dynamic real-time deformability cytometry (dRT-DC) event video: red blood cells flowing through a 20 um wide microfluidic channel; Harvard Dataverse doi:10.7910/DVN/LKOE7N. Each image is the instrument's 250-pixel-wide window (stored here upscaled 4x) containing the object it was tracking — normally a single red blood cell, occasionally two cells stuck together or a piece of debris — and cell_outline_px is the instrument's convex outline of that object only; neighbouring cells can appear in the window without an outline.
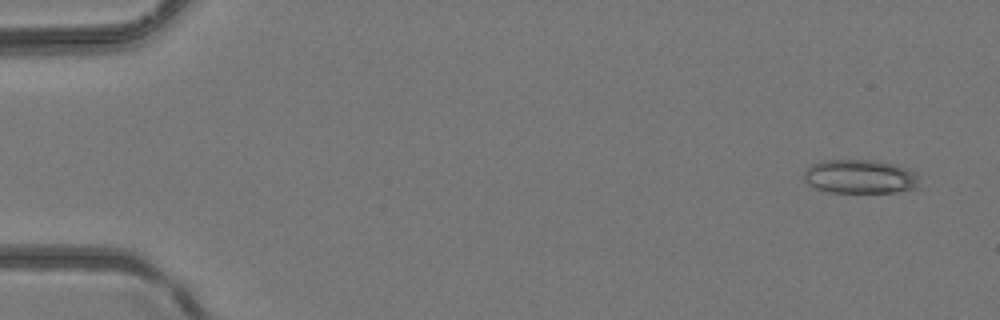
{"species": "common noctule bat (a hibernating species)", "species_latin": "Nyctalus noctula", "temperature_condition": "room temperature", "stored_images_in_passage": 4, "camera_frame_rate_fps": 3000, "um_per_image_px": 0.085, "animal": {"sex": "female", "body_mass_g": 24.6, "forearm_length_mm": 56.2}, "frame": {"image": 1, "passage_image": 1, "time_ms": 0.0, "image_size_px": [1000, 320], "cell_outline_px": [[920, 188], [896, 192], [832, 192], [816, 188], [808, 184], [804, 180], [804, 172], [812, 164], [820, 160], [872, 160], [900, 164], [920, 176]], "centroid_in_image_um": [73.17, 15.0], "position_along_channel_um": 11.8, "area_um2": 23.18}}